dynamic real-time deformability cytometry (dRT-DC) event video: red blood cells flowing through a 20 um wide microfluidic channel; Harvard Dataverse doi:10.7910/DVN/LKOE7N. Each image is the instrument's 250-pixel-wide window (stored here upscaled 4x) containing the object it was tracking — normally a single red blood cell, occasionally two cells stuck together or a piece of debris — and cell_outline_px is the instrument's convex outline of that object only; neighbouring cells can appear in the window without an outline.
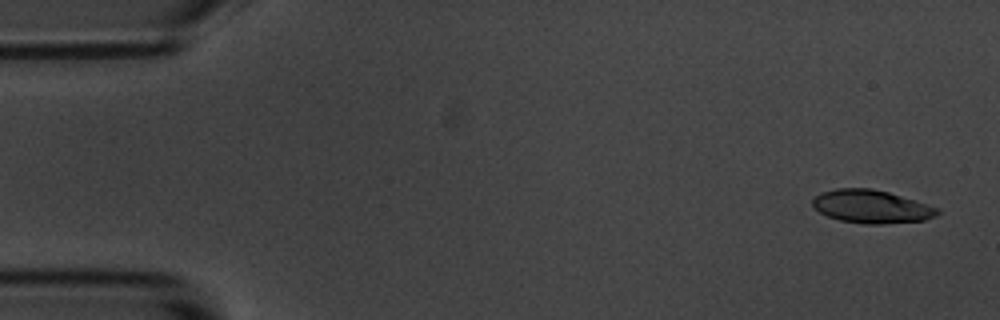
{"species": "common noctule bat (a hibernating species)", "species_latin": "Nyctalus noctula", "temperature_condition": "room temperature", "stored_images_in_passage": 5, "camera_frame_rate_fps": 3000, "um_per_image_px": 0.085, "animal": {"sex": "male", "body_mass_g": 20.1, "forearm_length_mm": 53.5}, "frame": {"image": 1, "passage_image": 1, "time_ms": 0.0, "image_size_px": [1000, 320], "cell_outline_px": [[940, 212], [936, 216], [924, 220], [880, 224], [864, 224], [840, 220], [828, 216], [820, 212], [812, 204], [812, 200], [820, 192], [836, 188], [872, 188], [888, 192], [940, 208]], "centroid_in_image_um": [74.08, 17.55], "position_along_channel_um": 10.9, "area_um2": 24.04}}
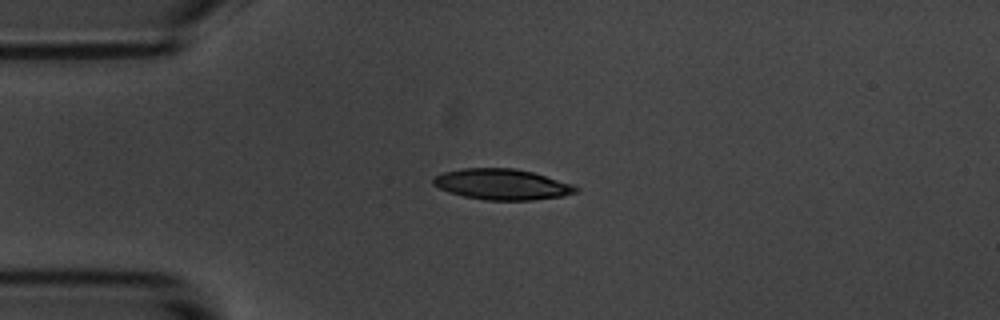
{"frame": {"image": 2, "passage_image": 4, "time_ms": 3.667, "image_size_px": [1000, 320], "cell_outline_px": [[580, 188], [576, 192], [564, 196], [532, 200], [484, 200], [464, 196], [448, 192], [432, 184], [432, 180], [436, 176], [444, 172], [464, 168], [516, 168], [532, 172], [572, 184]], "centroid_in_image_um": [42.68, 15.67], "position_along_channel_um": 42.3, "area_um2": 25.49}}